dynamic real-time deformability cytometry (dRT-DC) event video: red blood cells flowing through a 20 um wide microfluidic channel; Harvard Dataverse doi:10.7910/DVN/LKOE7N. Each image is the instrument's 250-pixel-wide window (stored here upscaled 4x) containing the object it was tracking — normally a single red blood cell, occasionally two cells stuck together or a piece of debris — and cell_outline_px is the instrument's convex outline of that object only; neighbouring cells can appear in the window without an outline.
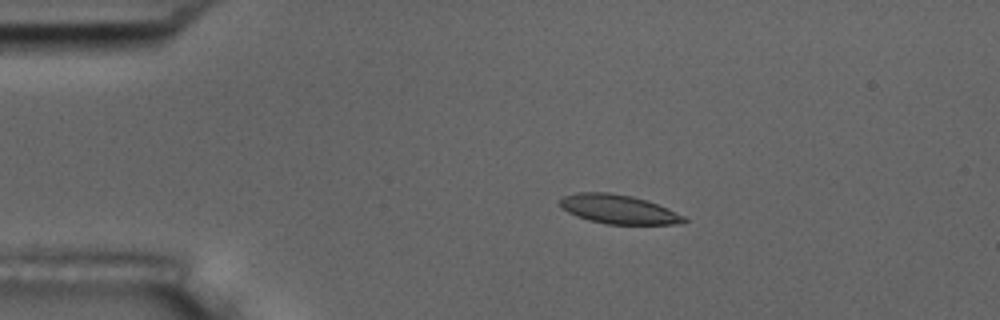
{"species": "common noctule bat (a hibernating species)", "species_latin": "Nyctalus noctula", "temperature_condition": "room temperature", "stored_images_in_passage": 5, "camera_frame_rate_fps": 3000, "um_per_image_px": 0.085, "animal": {"sex": "male", "body_mass_g": 17.5, "forearm_length_mm": 52.3}, "frame": {"image": 1, "passage_image": 3, "time_ms": 3.333, "image_size_px": [1000, 320], "cell_outline_px": [[688, 220], [672, 224], [608, 224], [588, 220], [576, 216], [568, 212], [560, 204], [560, 200], [564, 196], [576, 192], [608, 192], [632, 196], [668, 208], [684, 216]], "centroid_in_image_um": [52.54, 17.78], "position_along_channel_um": 32.5, "area_um2": 20.69}}
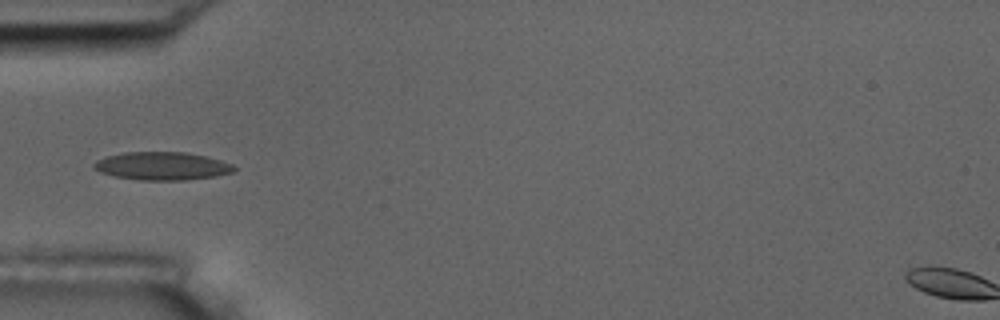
{"frame": {"image": 2, "passage_image": 5, "time_ms": 5.667, "image_size_px": [1000, 320], "cell_outline_px": [[236, 168], [232, 172], [216, 176], [184, 180], [140, 180], [116, 176], [100, 172], [92, 168], [92, 164], [96, 160], [108, 156], [124, 152], [184, 152], [204, 156], [220, 160], [232, 164]], "centroid_in_image_um": [13.75, 14.11], "position_along_channel_um": 71.2, "area_um2": 22.77}}